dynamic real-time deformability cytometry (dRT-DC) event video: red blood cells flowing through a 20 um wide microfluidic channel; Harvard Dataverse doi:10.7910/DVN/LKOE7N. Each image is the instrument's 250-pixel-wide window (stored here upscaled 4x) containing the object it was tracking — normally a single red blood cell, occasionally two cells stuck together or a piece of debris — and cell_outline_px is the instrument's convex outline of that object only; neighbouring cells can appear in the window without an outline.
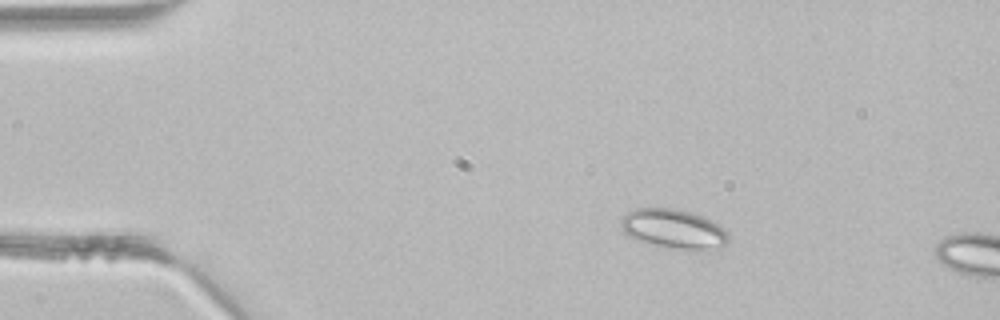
{"species": "common noctule bat (a hibernating species)", "species_latin": "Nyctalus noctula", "temperature_condition": "room temperature", "stored_images_in_passage": 2, "camera_frame_rate_fps": 3000, "um_per_image_px": 0.085, "animal": {"sex": "male", "body_mass_g": 21.5, "forearm_length_mm": 52.0}, "frame": {"image": 1, "passage_image": 1, "time_ms": 0.0, "image_size_px": [1000, 320], "cell_outline_px": [[728, 240], [720, 248], [708, 252], [676, 248], [656, 244], [640, 240], [628, 236], [620, 228], [620, 220], [628, 212], [636, 208], [676, 208], [692, 212], [704, 216], [712, 220], [728, 232]], "centroid_in_image_um": [57.3, 19.45], "position_along_channel_um": 27.7, "area_um2": 24.85}}